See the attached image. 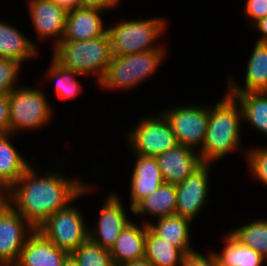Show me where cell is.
I'll return each instance as SVG.
<instances>
[{
    "label": "cell",
    "mask_w": 267,
    "mask_h": 266,
    "mask_svg": "<svg viewBox=\"0 0 267 266\" xmlns=\"http://www.w3.org/2000/svg\"><path fill=\"white\" fill-rule=\"evenodd\" d=\"M56 160L57 157L52 160L56 165H50L47 172L40 171L33 163L8 190L9 204L35 230L69 204L89 183L80 175L69 177L64 171L60 172L61 160Z\"/></svg>",
    "instance_id": "1"
},
{
    "label": "cell",
    "mask_w": 267,
    "mask_h": 266,
    "mask_svg": "<svg viewBox=\"0 0 267 266\" xmlns=\"http://www.w3.org/2000/svg\"><path fill=\"white\" fill-rule=\"evenodd\" d=\"M221 100L208 104V125L205 140L199 151L203 164L222 161L229 154L242 153L246 157L248 147L242 143V111L237 100L226 91ZM244 154V156H243Z\"/></svg>",
    "instance_id": "2"
},
{
    "label": "cell",
    "mask_w": 267,
    "mask_h": 266,
    "mask_svg": "<svg viewBox=\"0 0 267 266\" xmlns=\"http://www.w3.org/2000/svg\"><path fill=\"white\" fill-rule=\"evenodd\" d=\"M168 18L164 16L147 17L145 19H119L107 23L112 56H124L146 52L152 49H169L161 43L165 31L169 28ZM168 26V28H167Z\"/></svg>",
    "instance_id": "3"
},
{
    "label": "cell",
    "mask_w": 267,
    "mask_h": 266,
    "mask_svg": "<svg viewBox=\"0 0 267 266\" xmlns=\"http://www.w3.org/2000/svg\"><path fill=\"white\" fill-rule=\"evenodd\" d=\"M50 55L61 66L84 77H93L96 84L103 78L111 61L108 32L83 41H60Z\"/></svg>",
    "instance_id": "4"
},
{
    "label": "cell",
    "mask_w": 267,
    "mask_h": 266,
    "mask_svg": "<svg viewBox=\"0 0 267 266\" xmlns=\"http://www.w3.org/2000/svg\"><path fill=\"white\" fill-rule=\"evenodd\" d=\"M24 85L20 84L8 94L9 132L14 135H24V131L39 132L54 122L55 110L45 89Z\"/></svg>",
    "instance_id": "5"
},
{
    "label": "cell",
    "mask_w": 267,
    "mask_h": 266,
    "mask_svg": "<svg viewBox=\"0 0 267 266\" xmlns=\"http://www.w3.org/2000/svg\"><path fill=\"white\" fill-rule=\"evenodd\" d=\"M96 188L95 183H88L69 204L52 214L37 230L54 246L71 254L89 239V224L77 200L92 195Z\"/></svg>",
    "instance_id": "6"
},
{
    "label": "cell",
    "mask_w": 267,
    "mask_h": 266,
    "mask_svg": "<svg viewBox=\"0 0 267 266\" xmlns=\"http://www.w3.org/2000/svg\"><path fill=\"white\" fill-rule=\"evenodd\" d=\"M130 127L123 136L128 146L126 149L132 154L157 157L178 145L171 124L161 111L148 117L141 116Z\"/></svg>",
    "instance_id": "7"
},
{
    "label": "cell",
    "mask_w": 267,
    "mask_h": 266,
    "mask_svg": "<svg viewBox=\"0 0 267 266\" xmlns=\"http://www.w3.org/2000/svg\"><path fill=\"white\" fill-rule=\"evenodd\" d=\"M177 105H171L161 112L170 122L178 144L199 152L207 132L208 104L190 102Z\"/></svg>",
    "instance_id": "8"
},
{
    "label": "cell",
    "mask_w": 267,
    "mask_h": 266,
    "mask_svg": "<svg viewBox=\"0 0 267 266\" xmlns=\"http://www.w3.org/2000/svg\"><path fill=\"white\" fill-rule=\"evenodd\" d=\"M101 200L99 216L96 224L89 226V239L104 249L110 250L125 227L133 220L126 210L121 195L109 190L108 195ZM122 198V199H121ZM105 199V200H104ZM130 217V218H129Z\"/></svg>",
    "instance_id": "9"
},
{
    "label": "cell",
    "mask_w": 267,
    "mask_h": 266,
    "mask_svg": "<svg viewBox=\"0 0 267 266\" xmlns=\"http://www.w3.org/2000/svg\"><path fill=\"white\" fill-rule=\"evenodd\" d=\"M213 164H203L176 186L175 214L194 222L210 201ZM210 187V188H209ZM207 204V205H206Z\"/></svg>",
    "instance_id": "10"
},
{
    "label": "cell",
    "mask_w": 267,
    "mask_h": 266,
    "mask_svg": "<svg viewBox=\"0 0 267 266\" xmlns=\"http://www.w3.org/2000/svg\"><path fill=\"white\" fill-rule=\"evenodd\" d=\"M26 3L37 41L51 40L53 49L63 39L67 12L51 0H26Z\"/></svg>",
    "instance_id": "11"
},
{
    "label": "cell",
    "mask_w": 267,
    "mask_h": 266,
    "mask_svg": "<svg viewBox=\"0 0 267 266\" xmlns=\"http://www.w3.org/2000/svg\"><path fill=\"white\" fill-rule=\"evenodd\" d=\"M35 229L8 204L0 213V266H14Z\"/></svg>",
    "instance_id": "12"
},
{
    "label": "cell",
    "mask_w": 267,
    "mask_h": 266,
    "mask_svg": "<svg viewBox=\"0 0 267 266\" xmlns=\"http://www.w3.org/2000/svg\"><path fill=\"white\" fill-rule=\"evenodd\" d=\"M134 163L131 167L129 178L128 203L129 212L133 213V207L143 198L153 194L159 186L164 184L162 172L155 157H146L138 154H131Z\"/></svg>",
    "instance_id": "13"
},
{
    "label": "cell",
    "mask_w": 267,
    "mask_h": 266,
    "mask_svg": "<svg viewBox=\"0 0 267 266\" xmlns=\"http://www.w3.org/2000/svg\"><path fill=\"white\" fill-rule=\"evenodd\" d=\"M249 52L243 72V85L233 74L229 75L226 92L267 91V42L255 41Z\"/></svg>",
    "instance_id": "14"
},
{
    "label": "cell",
    "mask_w": 267,
    "mask_h": 266,
    "mask_svg": "<svg viewBox=\"0 0 267 266\" xmlns=\"http://www.w3.org/2000/svg\"><path fill=\"white\" fill-rule=\"evenodd\" d=\"M155 158L164 182L170 184L184 181L203 165L198 151L180 144Z\"/></svg>",
    "instance_id": "15"
},
{
    "label": "cell",
    "mask_w": 267,
    "mask_h": 266,
    "mask_svg": "<svg viewBox=\"0 0 267 266\" xmlns=\"http://www.w3.org/2000/svg\"><path fill=\"white\" fill-rule=\"evenodd\" d=\"M107 11L79 7L66 15L65 32L61 41H83L103 36L107 32L103 15Z\"/></svg>",
    "instance_id": "16"
},
{
    "label": "cell",
    "mask_w": 267,
    "mask_h": 266,
    "mask_svg": "<svg viewBox=\"0 0 267 266\" xmlns=\"http://www.w3.org/2000/svg\"><path fill=\"white\" fill-rule=\"evenodd\" d=\"M19 26L0 18V58L14 59L21 65L40 57L38 43L24 34Z\"/></svg>",
    "instance_id": "17"
},
{
    "label": "cell",
    "mask_w": 267,
    "mask_h": 266,
    "mask_svg": "<svg viewBox=\"0 0 267 266\" xmlns=\"http://www.w3.org/2000/svg\"><path fill=\"white\" fill-rule=\"evenodd\" d=\"M68 255L40 231L34 230L28 236L14 266H61Z\"/></svg>",
    "instance_id": "18"
},
{
    "label": "cell",
    "mask_w": 267,
    "mask_h": 266,
    "mask_svg": "<svg viewBox=\"0 0 267 266\" xmlns=\"http://www.w3.org/2000/svg\"><path fill=\"white\" fill-rule=\"evenodd\" d=\"M191 220L179 215H170L150 220L148 228L158 237L181 249L186 255L197 251L193 245Z\"/></svg>",
    "instance_id": "19"
},
{
    "label": "cell",
    "mask_w": 267,
    "mask_h": 266,
    "mask_svg": "<svg viewBox=\"0 0 267 266\" xmlns=\"http://www.w3.org/2000/svg\"><path fill=\"white\" fill-rule=\"evenodd\" d=\"M148 225L131 221L109 250L115 266L144 258Z\"/></svg>",
    "instance_id": "20"
},
{
    "label": "cell",
    "mask_w": 267,
    "mask_h": 266,
    "mask_svg": "<svg viewBox=\"0 0 267 266\" xmlns=\"http://www.w3.org/2000/svg\"><path fill=\"white\" fill-rule=\"evenodd\" d=\"M132 209V216L142 217L141 222L145 224H149L150 218L155 220L174 215L176 209L175 184H162L153 194L140 200Z\"/></svg>",
    "instance_id": "21"
},
{
    "label": "cell",
    "mask_w": 267,
    "mask_h": 266,
    "mask_svg": "<svg viewBox=\"0 0 267 266\" xmlns=\"http://www.w3.org/2000/svg\"><path fill=\"white\" fill-rule=\"evenodd\" d=\"M15 135L0 133V186L10 189L32 165L13 142Z\"/></svg>",
    "instance_id": "22"
},
{
    "label": "cell",
    "mask_w": 267,
    "mask_h": 266,
    "mask_svg": "<svg viewBox=\"0 0 267 266\" xmlns=\"http://www.w3.org/2000/svg\"><path fill=\"white\" fill-rule=\"evenodd\" d=\"M227 93L239 103L243 123L267 137V91Z\"/></svg>",
    "instance_id": "23"
},
{
    "label": "cell",
    "mask_w": 267,
    "mask_h": 266,
    "mask_svg": "<svg viewBox=\"0 0 267 266\" xmlns=\"http://www.w3.org/2000/svg\"><path fill=\"white\" fill-rule=\"evenodd\" d=\"M99 90L132 92L134 91L133 54L112 56L103 78L98 82Z\"/></svg>",
    "instance_id": "24"
},
{
    "label": "cell",
    "mask_w": 267,
    "mask_h": 266,
    "mask_svg": "<svg viewBox=\"0 0 267 266\" xmlns=\"http://www.w3.org/2000/svg\"><path fill=\"white\" fill-rule=\"evenodd\" d=\"M224 246L213 249L220 266H267V260L257 251L241 244L229 232H223Z\"/></svg>",
    "instance_id": "25"
},
{
    "label": "cell",
    "mask_w": 267,
    "mask_h": 266,
    "mask_svg": "<svg viewBox=\"0 0 267 266\" xmlns=\"http://www.w3.org/2000/svg\"><path fill=\"white\" fill-rule=\"evenodd\" d=\"M83 76L84 75L61 66L52 57L44 72L45 82L48 83L52 81L55 83V95L63 102L74 100L84 92L86 88L81 83V79H79V77Z\"/></svg>",
    "instance_id": "26"
},
{
    "label": "cell",
    "mask_w": 267,
    "mask_h": 266,
    "mask_svg": "<svg viewBox=\"0 0 267 266\" xmlns=\"http://www.w3.org/2000/svg\"><path fill=\"white\" fill-rule=\"evenodd\" d=\"M144 257L153 266H183L186 254L181 249L156 236L148 228Z\"/></svg>",
    "instance_id": "27"
},
{
    "label": "cell",
    "mask_w": 267,
    "mask_h": 266,
    "mask_svg": "<svg viewBox=\"0 0 267 266\" xmlns=\"http://www.w3.org/2000/svg\"><path fill=\"white\" fill-rule=\"evenodd\" d=\"M232 228L228 231L232 236L267 260V218H256Z\"/></svg>",
    "instance_id": "28"
},
{
    "label": "cell",
    "mask_w": 267,
    "mask_h": 266,
    "mask_svg": "<svg viewBox=\"0 0 267 266\" xmlns=\"http://www.w3.org/2000/svg\"><path fill=\"white\" fill-rule=\"evenodd\" d=\"M168 51V49H152L133 54L134 91L139 84H143L157 74L156 72L170 53Z\"/></svg>",
    "instance_id": "29"
},
{
    "label": "cell",
    "mask_w": 267,
    "mask_h": 266,
    "mask_svg": "<svg viewBox=\"0 0 267 266\" xmlns=\"http://www.w3.org/2000/svg\"><path fill=\"white\" fill-rule=\"evenodd\" d=\"M71 255L78 266H115L109 250L93 243L90 239L81 244Z\"/></svg>",
    "instance_id": "30"
},
{
    "label": "cell",
    "mask_w": 267,
    "mask_h": 266,
    "mask_svg": "<svg viewBox=\"0 0 267 266\" xmlns=\"http://www.w3.org/2000/svg\"><path fill=\"white\" fill-rule=\"evenodd\" d=\"M249 176L267 188V144L248 147L245 157Z\"/></svg>",
    "instance_id": "31"
},
{
    "label": "cell",
    "mask_w": 267,
    "mask_h": 266,
    "mask_svg": "<svg viewBox=\"0 0 267 266\" xmlns=\"http://www.w3.org/2000/svg\"><path fill=\"white\" fill-rule=\"evenodd\" d=\"M23 68L14 59L0 58V94H9L20 85L19 81L22 77L21 70Z\"/></svg>",
    "instance_id": "32"
},
{
    "label": "cell",
    "mask_w": 267,
    "mask_h": 266,
    "mask_svg": "<svg viewBox=\"0 0 267 266\" xmlns=\"http://www.w3.org/2000/svg\"><path fill=\"white\" fill-rule=\"evenodd\" d=\"M242 12L251 28L256 22L267 16V0H245Z\"/></svg>",
    "instance_id": "33"
},
{
    "label": "cell",
    "mask_w": 267,
    "mask_h": 266,
    "mask_svg": "<svg viewBox=\"0 0 267 266\" xmlns=\"http://www.w3.org/2000/svg\"><path fill=\"white\" fill-rule=\"evenodd\" d=\"M208 249L206 254L199 252L198 250L186 255L183 266H220L216 255Z\"/></svg>",
    "instance_id": "34"
},
{
    "label": "cell",
    "mask_w": 267,
    "mask_h": 266,
    "mask_svg": "<svg viewBox=\"0 0 267 266\" xmlns=\"http://www.w3.org/2000/svg\"><path fill=\"white\" fill-rule=\"evenodd\" d=\"M122 2L123 0H80L81 7L97 8L108 13L118 8Z\"/></svg>",
    "instance_id": "35"
},
{
    "label": "cell",
    "mask_w": 267,
    "mask_h": 266,
    "mask_svg": "<svg viewBox=\"0 0 267 266\" xmlns=\"http://www.w3.org/2000/svg\"><path fill=\"white\" fill-rule=\"evenodd\" d=\"M9 132L8 94H0V133Z\"/></svg>",
    "instance_id": "36"
},
{
    "label": "cell",
    "mask_w": 267,
    "mask_h": 266,
    "mask_svg": "<svg viewBox=\"0 0 267 266\" xmlns=\"http://www.w3.org/2000/svg\"><path fill=\"white\" fill-rule=\"evenodd\" d=\"M251 28L260 34L256 41L267 42V16L260 19Z\"/></svg>",
    "instance_id": "37"
},
{
    "label": "cell",
    "mask_w": 267,
    "mask_h": 266,
    "mask_svg": "<svg viewBox=\"0 0 267 266\" xmlns=\"http://www.w3.org/2000/svg\"><path fill=\"white\" fill-rule=\"evenodd\" d=\"M62 7L67 13L81 7L80 0H51Z\"/></svg>",
    "instance_id": "38"
},
{
    "label": "cell",
    "mask_w": 267,
    "mask_h": 266,
    "mask_svg": "<svg viewBox=\"0 0 267 266\" xmlns=\"http://www.w3.org/2000/svg\"><path fill=\"white\" fill-rule=\"evenodd\" d=\"M9 204V191L0 186V213Z\"/></svg>",
    "instance_id": "39"
},
{
    "label": "cell",
    "mask_w": 267,
    "mask_h": 266,
    "mask_svg": "<svg viewBox=\"0 0 267 266\" xmlns=\"http://www.w3.org/2000/svg\"><path fill=\"white\" fill-rule=\"evenodd\" d=\"M118 266H153L151 262H149L145 257L141 259H137L135 261L123 263Z\"/></svg>",
    "instance_id": "40"
},
{
    "label": "cell",
    "mask_w": 267,
    "mask_h": 266,
    "mask_svg": "<svg viewBox=\"0 0 267 266\" xmlns=\"http://www.w3.org/2000/svg\"><path fill=\"white\" fill-rule=\"evenodd\" d=\"M61 266H78L76 260L73 258L71 254H69Z\"/></svg>",
    "instance_id": "41"
}]
</instances>
